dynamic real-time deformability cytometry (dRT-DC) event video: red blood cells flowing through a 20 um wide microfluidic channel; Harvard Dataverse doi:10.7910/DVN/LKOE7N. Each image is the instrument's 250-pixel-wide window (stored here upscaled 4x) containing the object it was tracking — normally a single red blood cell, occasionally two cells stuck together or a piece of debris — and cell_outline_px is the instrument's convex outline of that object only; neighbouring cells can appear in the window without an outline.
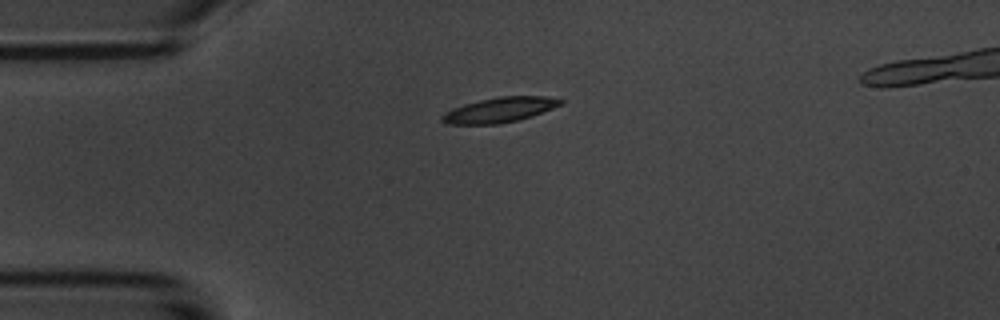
{"species": "common noctule bat (a hibernating species)", "species_latin": "Nyctalus noctula", "temperature_condition": "room temperature", "stored_images_in_passage": 12, "camera_frame_rate_fps": 3000, "um_per_image_px": 0.085, "animal": {"sex": "male", "body_mass_g": 20.1, "forearm_length_mm": 53.5}, "frame": {"image": 1, "passage_image": 1, "time_ms": 0.0, "image_size_px": [1000, 320], "cell_outline_px": [[564, 104], [532, 116], [500, 124], [452, 124], [440, 120], [440, 116], [464, 104], [480, 100], [500, 96], [544, 96], [564, 100]], "centroid_in_image_um": [42.53, 9.33], "position_along_channel_um": 42.5, "area_um2": 17.05}}
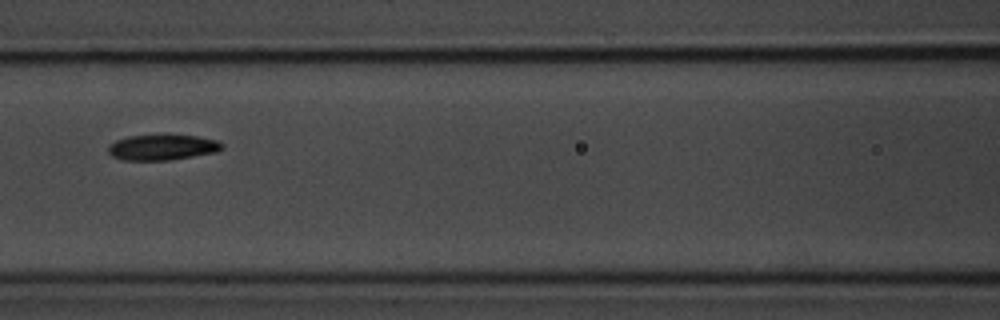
{"frame": {"image": 2, "passage_image": 4, "time_ms": 3.667, "image_size_px": [1000, 320], "cell_outline_px": [[224, 148], [216, 152], [172, 160], [124, 160], [112, 156], [108, 152], [108, 144], [116, 140], [128, 136], [160, 132], [196, 136], [216, 140], [224, 144]], "centroid_in_image_um": [13.79, 12.48], "position_along_channel_um": 152.8, "area_um2": 17.74}}
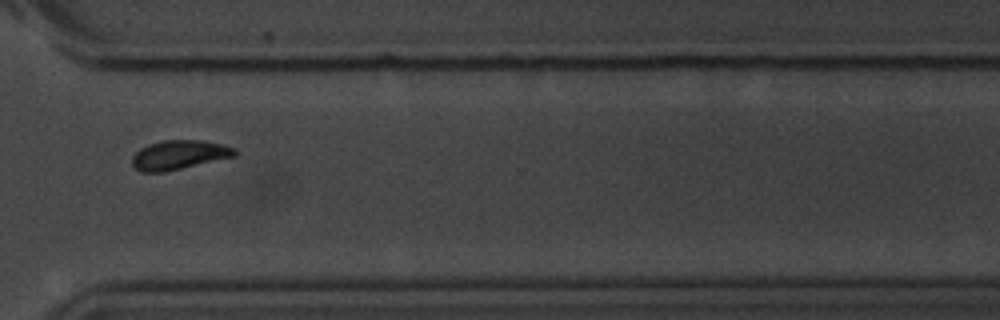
{"frame": {"image": 3, "passage_image": 9, "time_ms": 9.333, "image_size_px": [1000, 320], "cell_outline_px": [[236, 156], [164, 172], [140, 172], [132, 164], [132, 156], [140, 148], [148, 144], [164, 140], [204, 140], [236, 148]], "centroid_in_image_um": [15.21, 13.16], "position_along_channel_um": 355.4, "area_um2": 17.46}}